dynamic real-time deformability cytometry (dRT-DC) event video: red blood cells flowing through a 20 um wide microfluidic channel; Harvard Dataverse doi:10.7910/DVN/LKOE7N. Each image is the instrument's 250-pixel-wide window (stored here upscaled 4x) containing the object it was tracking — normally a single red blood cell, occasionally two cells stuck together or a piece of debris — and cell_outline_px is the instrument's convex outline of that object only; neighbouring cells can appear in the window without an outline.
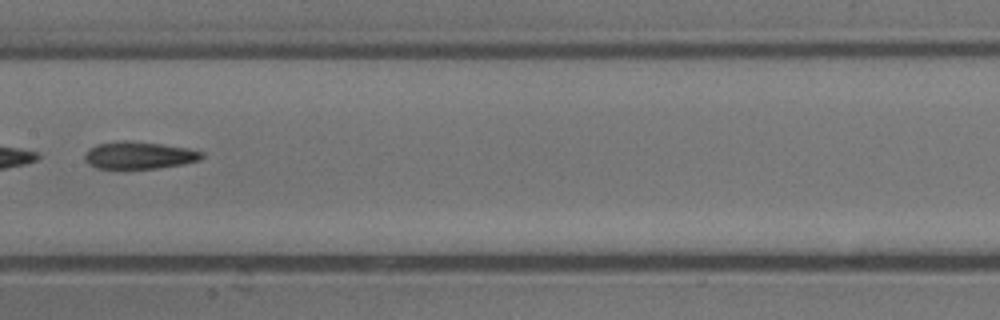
{"species": "common noctule bat (a hibernating species)", "species_latin": "Nyctalus noctula", "temperature_condition": "cold", "stored_images_in_passage": 10, "segment_of_instrument_passage": [2, 2], "camera_frame_rate_fps": 3000, "um_per_image_px": 0.085, "animal": {"sex": "male", "body_mass_g": 13.3}, "frame": {"image": 1, "passage_image": 7, "time_ms": 2.0, "image_size_px": [1000, 320], "cell_outline_px": [[204, 156], [200, 160], [184, 164], [156, 168], [96, 168], [88, 164], [84, 160], [84, 156], [88, 148], [96, 144], [120, 140], [128, 140], [160, 144], [188, 148], [204, 152]], "centroid_in_image_um": [11.8, 13.19], "position_along_channel_um": 195.6, "area_um2": 18.73}}
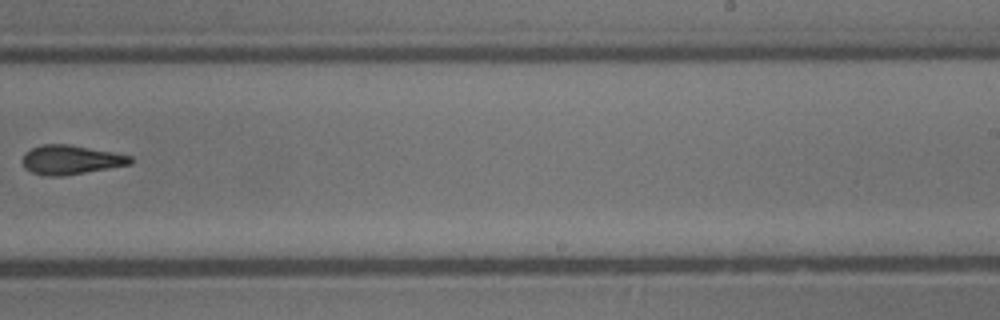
{"frame": {"image": 2, "passage_image": 9, "time_ms": 2.667, "image_size_px": [1000, 320], "cell_outline_px": [[132, 164], [64, 176], [44, 176], [32, 172], [24, 168], [24, 152], [40, 144], [68, 144], [112, 152], [132, 156]], "centroid_in_image_um": [6.01, 13.58], "position_along_channel_um": 283.0, "area_um2": 18.32}}
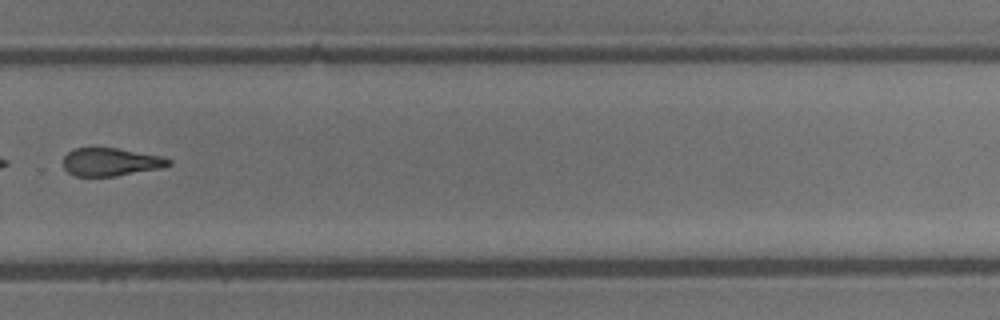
{"frame": {"image": 3, "passage_image": 10, "time_ms": 3.0, "image_size_px": [1000, 320], "cell_outline_px": [[172, 164], [160, 168], [116, 176], [72, 176], [64, 168], [64, 156], [68, 152], [76, 148], [116, 148], [164, 156], [172, 160]], "centroid_in_image_um": [9.43, 13.77], "position_along_channel_um": 320.4, "area_um2": 17.22}}